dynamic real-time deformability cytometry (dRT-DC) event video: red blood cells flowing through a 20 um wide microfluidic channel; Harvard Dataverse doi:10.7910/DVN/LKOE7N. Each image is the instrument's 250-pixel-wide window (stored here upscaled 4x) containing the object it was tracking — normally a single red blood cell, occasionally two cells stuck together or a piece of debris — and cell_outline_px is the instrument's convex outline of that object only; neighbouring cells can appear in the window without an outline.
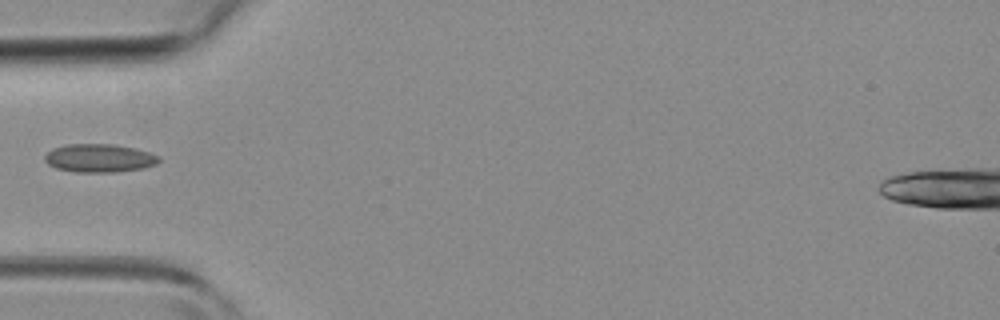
{"species": "common noctule bat (a hibernating species)", "species_latin": "Nyctalus noctula", "temperature_condition": "room temperature", "stored_images_in_passage": 5, "camera_frame_rate_fps": 3000, "um_per_image_px": 0.085, "animal": {"sex": "female", "body_mass_g": 19.3, "forearm_length_mm": 54.1}, "frame": {"image": 1, "passage_image": 1, "time_ms": 0.0, "image_size_px": [1000, 320], "cell_outline_px": [[160, 160], [156, 164], [144, 168], [116, 172], [76, 172], [56, 168], [48, 164], [44, 160], [44, 156], [52, 148], [68, 144], [112, 144], [136, 148], [160, 156]], "centroid_in_image_um": [8.45, 13.44], "position_along_channel_um": 76.6, "area_um2": 18.9}}
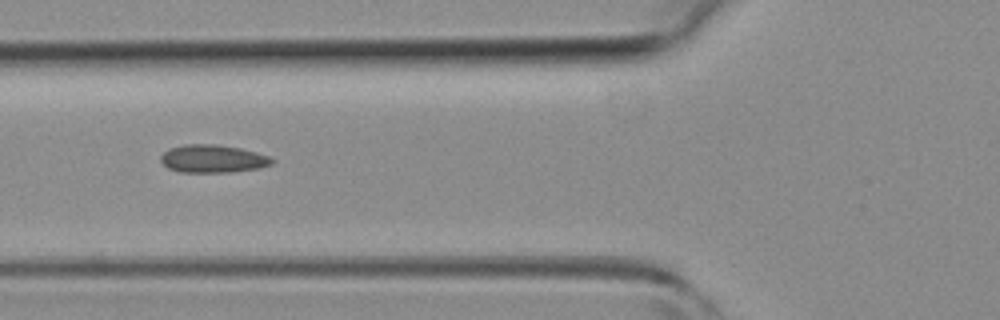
{"frame": {"image": 2, "passage_image": 3, "time_ms": 0.667, "image_size_px": [1000, 320], "cell_outline_px": [[276, 160], [272, 164], [260, 168], [232, 172], [180, 172], [168, 168], [160, 160], [160, 156], [168, 148], [184, 144], [216, 144], [240, 148], [256, 152], [268, 156]], "centroid_in_image_um": [18.09, 13.49], "position_along_channel_um": 107.7, "area_um2": 18.21}}